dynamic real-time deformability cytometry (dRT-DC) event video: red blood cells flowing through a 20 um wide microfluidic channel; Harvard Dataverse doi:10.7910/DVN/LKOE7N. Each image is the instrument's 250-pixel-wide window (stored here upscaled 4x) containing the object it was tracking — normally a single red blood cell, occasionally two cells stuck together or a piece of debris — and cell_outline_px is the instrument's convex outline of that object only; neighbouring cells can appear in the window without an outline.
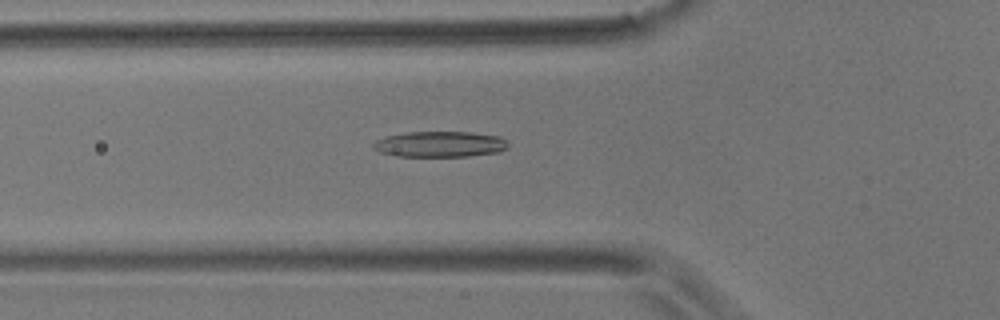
{"species": "common noctule bat (a hibernating species)", "species_latin": "Nyctalus noctula", "temperature_condition": "room temperature", "stored_images_in_passage": 54, "camera_frame_rate_fps": 3000, "um_per_image_px": 0.085, "animal": {"sex": "male", "body_mass_g": 17.9}, "frame": {"image": 1, "passage_image": 18, "time_ms": 5.667, "image_size_px": [1000, 320], "cell_outline_px": [[508, 148], [500, 152], [468, 156], [400, 156], [380, 152], [372, 148], [372, 144], [376, 140], [384, 136], [408, 132], [472, 132], [500, 136], [508, 140]], "centroid_in_image_um": [37.43, 12.25], "position_along_channel_um": 88.4, "area_um2": 20.4}}
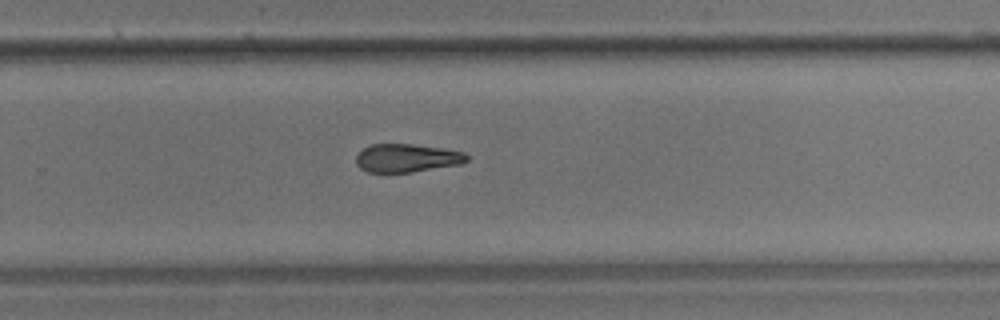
{"frame": {"image": 2, "passage_image": 35, "time_ms": 11.333, "image_size_px": [1000, 320], "cell_outline_px": [[468, 160], [464, 164], [412, 172], [368, 172], [360, 168], [356, 164], [356, 156], [364, 148], [372, 144], [412, 144], [440, 148], [464, 152], [468, 156]], "centroid_in_image_um": [34.6, 13.44], "position_along_channel_um": 295.2, "area_um2": 18.26}}
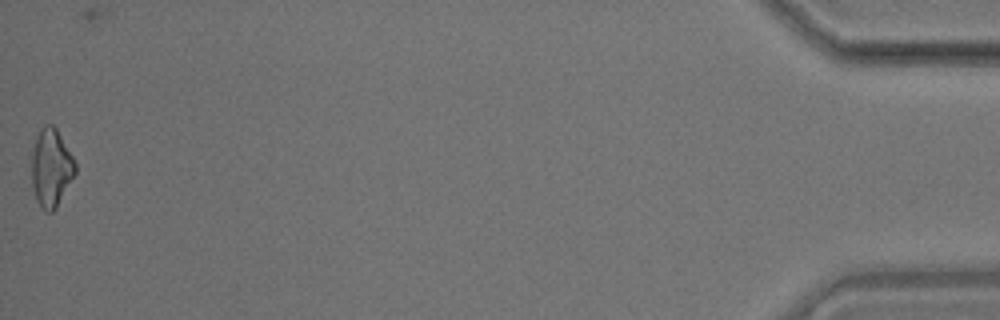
{"frame": {"image": 3, "passage_image": 54, "time_ms": 17.667, "image_size_px": [1000, 320], "cell_outline_px": [[76, 172], [56, 208], [52, 212], [48, 212], [36, 200], [32, 188], [32, 148], [36, 136], [40, 128], [44, 124], [52, 124], [56, 128], [72, 156], [76, 164]], "centroid_in_image_um": [4.33, 14.24], "position_along_channel_um": 430.9, "area_um2": 19.71}, "authors_computed_cell_mechanics": {"area_um2": 19.5364, "velocity_mm_per_s": 3.6444, "shape_relaxation_time_tau1_ms": 10.8111, "shape_relaxation_time_tau2_ms": 5.7566, "deformation_change_tau1": 0.2274, "deformation_change_tau2": 0.16}}